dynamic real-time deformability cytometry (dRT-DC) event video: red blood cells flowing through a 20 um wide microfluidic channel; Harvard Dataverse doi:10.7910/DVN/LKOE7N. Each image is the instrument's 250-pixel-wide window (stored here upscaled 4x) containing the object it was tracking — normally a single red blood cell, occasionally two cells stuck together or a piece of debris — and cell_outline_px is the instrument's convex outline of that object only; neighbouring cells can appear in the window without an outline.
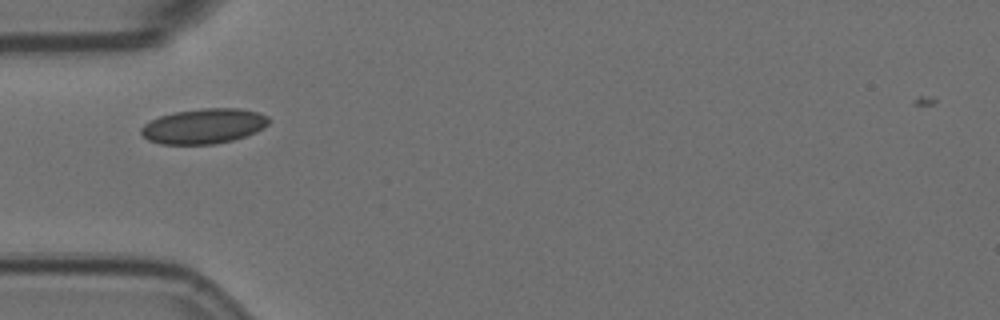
{"species": "Egyptian fruit bat (a non-hibernating species)", "species_latin": "Rousettus aegyptiacus", "temperature_condition": "room temperature", "stored_images_in_passage": 40, "camera_frame_rate_fps": 3000, "um_per_image_px": 0.085, "animal": {"sex": "female"}, "frame": {"image": 1, "passage_image": 1, "time_ms": 0.0, "image_size_px": [1000, 320], "cell_outline_px": [[272, 120], [268, 124], [256, 132], [232, 140], [216, 144], [160, 144], [148, 140], [140, 132], [140, 128], [144, 124], [160, 116], [176, 112], [200, 108], [240, 108], [256, 112], [268, 116]], "centroid_in_image_um": [17.33, 10.72], "position_along_channel_um": 67.7, "area_um2": 26.07}}
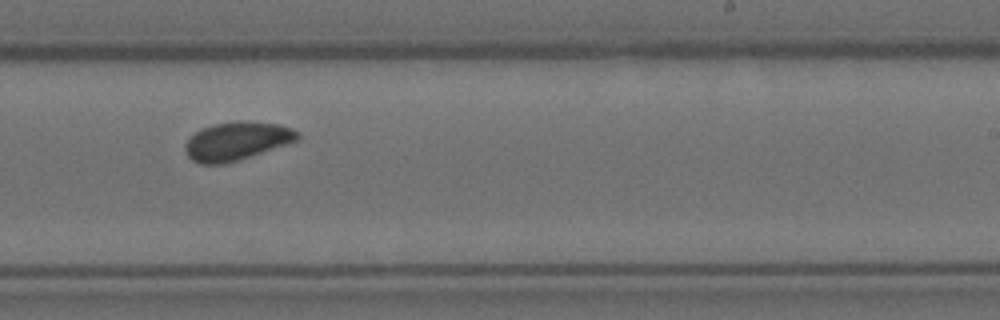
{"frame": {"image": 2, "passage_image": 18, "time_ms": 5.667, "image_size_px": [1000, 320], "cell_outline_px": [[300, 136], [296, 140], [224, 164], [200, 164], [192, 160], [188, 156], [184, 148], [184, 144], [200, 128], [212, 124], [236, 120], [276, 124], [292, 128], [300, 132]], "centroid_in_image_um": [20.06, 11.97], "position_along_channel_um": 268.9, "area_um2": 24.68}}
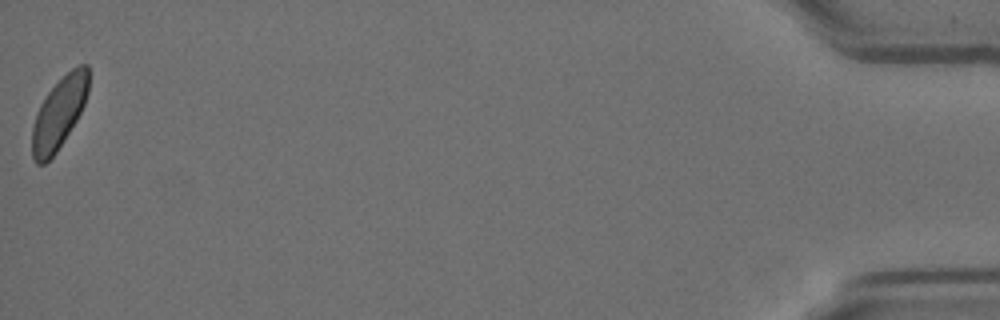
{"frame": {"image": 3, "passage_image": 40, "time_ms": 13.0, "image_size_px": [1000, 320], "cell_outline_px": [[88, 92], [84, 104], [76, 120], [56, 152], [44, 164], [36, 164], [32, 156], [32, 128], [36, 112], [40, 104], [48, 92], [72, 68], [80, 64], [88, 64]], "centroid_in_image_um": [5.0, 9.62], "position_along_channel_um": 430.2, "area_um2": 23.12}, "authors_computed_cell_mechanics": {"area_um2": 24.4783, "velocity_mm_per_s": 3.5446, "shape_relaxation_time_tau1_ms": 3.7395, "shape_relaxation_time_tau2_ms": null, "deformation_change_tau1": 0.0547, "deformation_change_tau2": null}}